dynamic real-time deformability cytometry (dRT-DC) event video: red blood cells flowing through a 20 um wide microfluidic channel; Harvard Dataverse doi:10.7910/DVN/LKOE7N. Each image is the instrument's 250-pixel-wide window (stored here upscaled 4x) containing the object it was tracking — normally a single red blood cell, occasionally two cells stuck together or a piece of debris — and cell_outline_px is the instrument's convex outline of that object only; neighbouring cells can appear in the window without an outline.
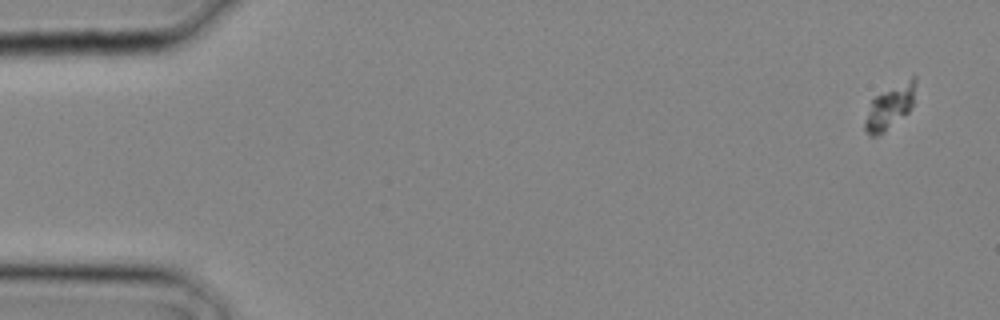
{"species": "common noctule bat (a hibernating species)", "species_latin": "Nyctalus noctula", "temperature_condition": "cold", "stored_images_in_passage": 3, "camera_frame_rate_fps": 3000, "um_per_image_px": 0.085, "animal": {"sex": "male", "body_mass_g": 20.4}, "frame": {"image": 1, "passage_image": 1, "time_ms": 0.0, "image_size_px": [1000, 320], "cell_outline_px": [[916, 80], [912, 104], [908, 112], [884, 132], [876, 136], [868, 136], [864, 128], [864, 120], [872, 100], [876, 96], [912, 76], [916, 76]], "centroid_in_image_um": [75.61, 9.12], "position_along_channel_um": 9.4, "area_um2": 12.6}}
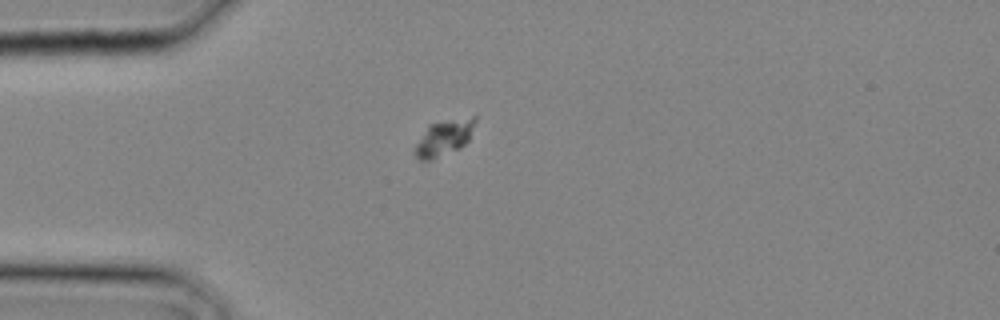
{"frame": {"image": 2, "passage_image": 3, "time_ms": 0.667, "image_size_px": [1000, 320], "cell_outline_px": [[476, 120], [468, 140], [460, 148], [432, 160], [420, 160], [416, 156], [416, 144], [428, 124], [472, 116], [476, 116]], "centroid_in_image_um": [37.75, 11.71], "position_along_channel_um": 47.3, "area_um2": 12.31}}